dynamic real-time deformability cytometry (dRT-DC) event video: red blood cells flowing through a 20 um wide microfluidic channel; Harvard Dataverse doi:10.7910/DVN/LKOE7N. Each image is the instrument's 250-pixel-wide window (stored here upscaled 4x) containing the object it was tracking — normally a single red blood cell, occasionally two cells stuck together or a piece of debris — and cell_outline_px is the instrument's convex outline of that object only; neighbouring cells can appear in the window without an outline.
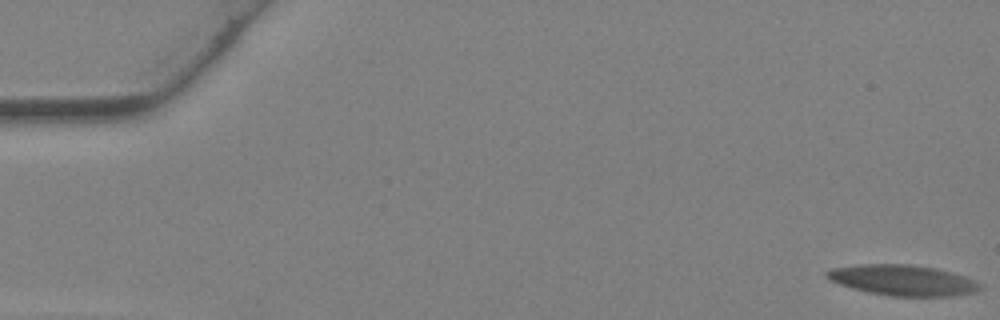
{"species": "Egyptian fruit bat (a non-hibernating species)", "species_latin": "Rousettus aegyptiacus", "temperature_condition": "warm", "stored_images_in_passage": 45, "camera_frame_rate_fps": 3000, "um_per_image_px": 0.085, "animal": {"sex": "female"}, "frame": {"image": 1, "passage_image": 1, "time_ms": 0.0, "image_size_px": [1000, 320], "cell_outline_px": [[980, 288], [976, 292], [952, 296], [892, 296], [868, 292], [852, 288], [840, 284], [824, 276], [824, 272], [832, 268], [860, 264], [912, 264], [936, 268], [968, 276], [980, 284]], "centroid_in_image_um": [76.75, 23.81], "position_along_channel_um": 8.3, "area_um2": 27.46}}
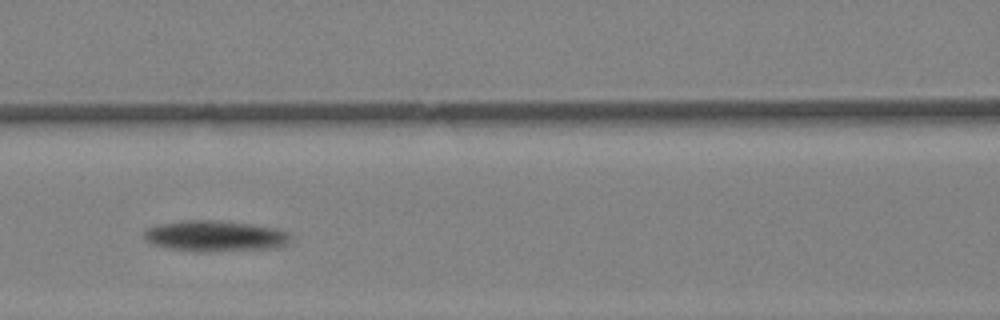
{"frame": {"image": 2, "passage_image": 20, "time_ms": 6.333, "image_size_px": [1000, 320], "cell_outline_px": [[292, 240], [288, 244], [276, 248], [204, 252], [196, 252], [168, 248], [148, 244], [144, 240], [144, 228], [156, 224], [180, 220], [216, 220], [252, 224], [280, 228], [288, 232], [292, 236]], "centroid_in_image_um": [18.27, 20.06], "position_along_channel_um": 148.3, "area_um2": 27.22}}
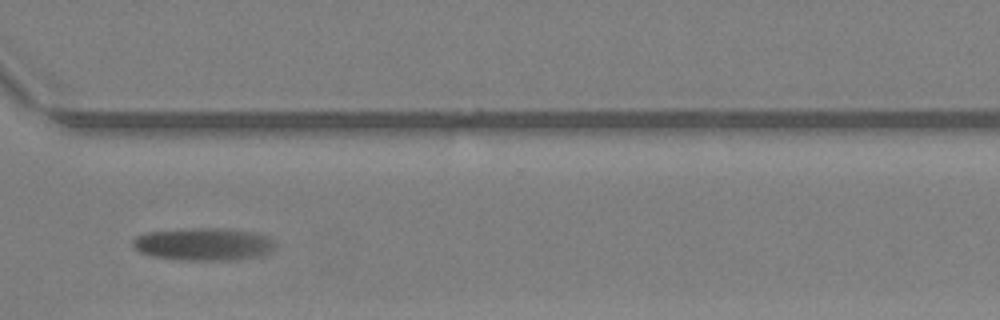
{"frame": {"image": 3, "passage_image": 33, "time_ms": 10.667, "image_size_px": [1000, 320], "cell_outline_px": [[276, 248], [260, 256], [236, 260], [180, 260], [152, 256], [140, 252], [132, 244], [132, 240], [136, 236], [144, 232], [184, 228], [228, 228], [256, 232], [272, 240], [276, 244]], "centroid_in_image_um": [17.29, 20.74], "position_along_channel_um": 353.3, "area_um2": 27.46}, "authors_computed_cell_mechanics": {"area_um2": 27.0504, "velocity_mm_per_s": 4.7293, "shape_relaxation_time_tau1_ms": 4.6978, "shape_relaxation_time_tau2_ms": null, "deformation_change_tau1": 0.1512, "deformation_change_tau2": null}}